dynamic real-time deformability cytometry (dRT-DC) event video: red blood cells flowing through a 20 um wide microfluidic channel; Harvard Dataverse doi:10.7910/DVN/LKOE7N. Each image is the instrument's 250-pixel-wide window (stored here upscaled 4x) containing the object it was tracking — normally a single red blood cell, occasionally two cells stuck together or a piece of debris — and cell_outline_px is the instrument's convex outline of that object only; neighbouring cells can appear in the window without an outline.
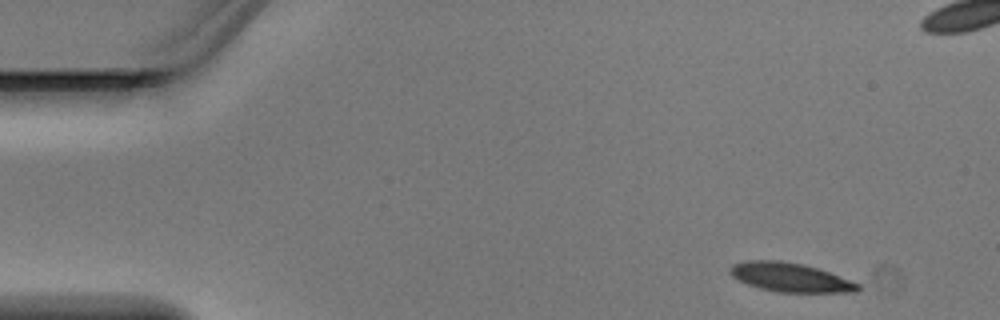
{"species": "Egyptian fruit bat (a non-hibernating species)", "species_latin": "Rousettus aegyptiacus", "temperature_condition": "warm", "stored_images_in_passage": 5, "camera_frame_rate_fps": 3000, "um_per_image_px": 0.085, "animal": {"sex": "male"}, "frame": {"image": 1, "passage_image": 1, "time_ms": 0.0, "image_size_px": [1000, 320], "cell_outline_px": [[860, 288], [856, 292], [776, 292], [760, 288], [748, 284], [732, 276], [728, 272], [732, 264], [744, 260], [780, 260], [804, 264], [828, 272], [860, 284]], "centroid_in_image_um": [67.13, 23.56], "position_along_channel_um": 17.9, "area_um2": 21.5}}
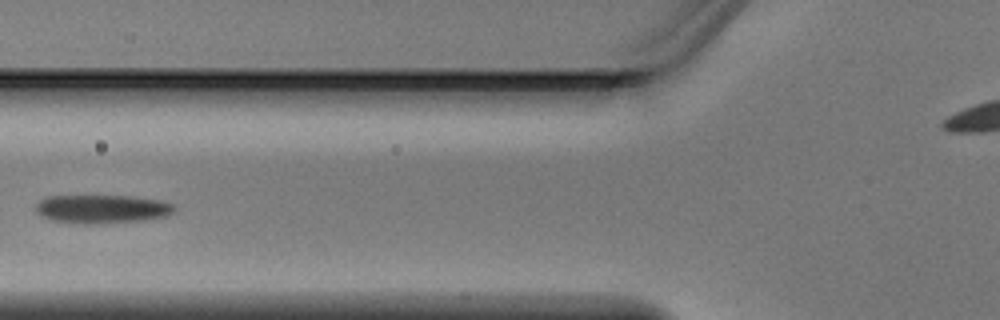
{"frame": {"image": 2, "passage_image": 5, "time_ms": 1.333, "image_size_px": [1000, 320], "cell_outline_px": [[176, 208], [172, 212], [164, 216], [144, 220], [88, 224], [84, 224], [52, 220], [40, 216], [36, 212], [36, 204], [40, 200], [48, 196], [132, 196], [160, 200], [172, 204]], "centroid_in_image_um": [8.64, 17.76], "position_along_channel_um": 117.2, "area_um2": 22.89}}